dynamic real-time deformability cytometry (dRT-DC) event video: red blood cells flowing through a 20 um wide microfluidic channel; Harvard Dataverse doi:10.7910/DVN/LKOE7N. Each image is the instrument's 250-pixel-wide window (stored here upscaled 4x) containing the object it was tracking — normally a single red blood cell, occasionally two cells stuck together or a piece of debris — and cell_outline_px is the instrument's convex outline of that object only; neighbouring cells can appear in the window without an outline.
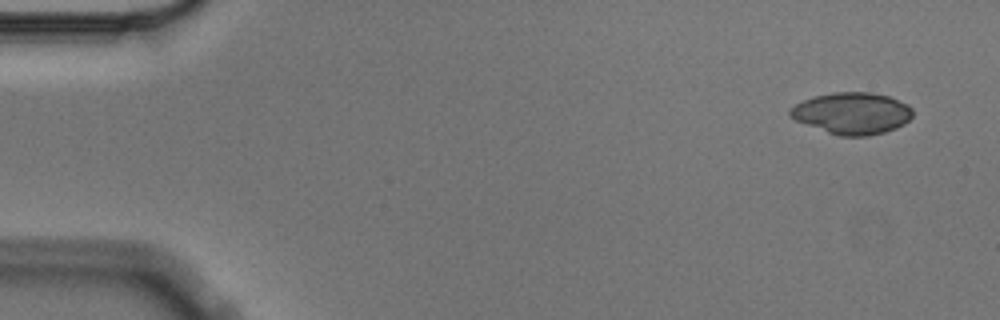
{"species": "Egyptian fruit bat (a non-hibernating species)", "species_latin": "Rousettus aegyptiacus", "temperature_condition": "cold", "stored_images_in_passage": 4, "camera_frame_rate_fps": 3000, "um_per_image_px": 0.085, "animal": {"sex": "male"}, "frame": {"image": 1, "passage_image": 1, "time_ms": 0.0, "image_size_px": [1000, 320], "cell_outline_px": [[912, 116], [904, 124], [896, 128], [884, 132], [868, 136], [840, 136], [828, 132], [796, 120], [788, 116], [788, 112], [796, 104], [812, 96], [832, 92], [872, 92], [888, 96], [908, 104], [912, 108]], "centroid_in_image_um": [72.44, 9.62], "position_along_channel_um": 12.6, "area_um2": 29.71}}
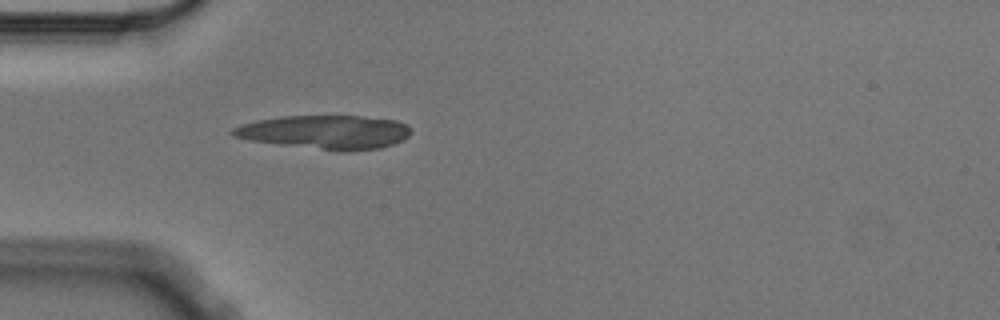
{"frame": {"image": 2, "passage_image": 4, "time_ms": 1.0, "image_size_px": [1000, 320], "cell_outline_px": [[412, 132], [404, 140], [380, 148], [352, 152], [340, 152], [280, 144], [252, 140], [232, 136], [228, 132], [232, 128], [240, 124], [256, 120], [280, 116], [360, 116], [396, 120], [408, 124], [412, 128]], "centroid_in_image_um": [27.68, 11.23], "position_along_channel_um": 57.3, "area_um2": 35.49}}